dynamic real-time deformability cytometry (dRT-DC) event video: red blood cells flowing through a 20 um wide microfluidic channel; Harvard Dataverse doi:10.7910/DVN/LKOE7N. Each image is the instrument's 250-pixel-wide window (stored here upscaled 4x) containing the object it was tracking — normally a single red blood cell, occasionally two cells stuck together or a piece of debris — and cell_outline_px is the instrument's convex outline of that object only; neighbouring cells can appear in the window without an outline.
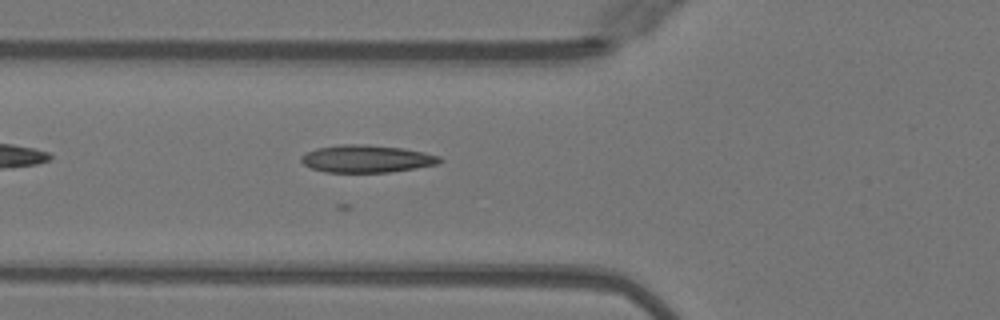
{"species": "Egyptian fruit bat (a non-hibernating species)", "species_latin": "Rousettus aegyptiacus", "temperature_condition": "warm", "stored_images_in_passage": 16, "camera_frame_rate_fps": 3000, "um_per_image_px": 0.085, "animal": {"sex": "female"}, "frame": {"image": 1, "passage_image": 6, "time_ms": 1.667, "image_size_px": [1000, 320], "cell_outline_px": [[444, 160], [436, 164], [416, 168], [388, 172], [324, 172], [312, 168], [304, 164], [300, 160], [300, 156], [316, 148], [340, 144], [368, 144], [404, 148], [424, 152], [440, 156]], "centroid_in_image_um": [31.17, 13.48], "position_along_channel_um": 94.6, "area_um2": 22.25}}
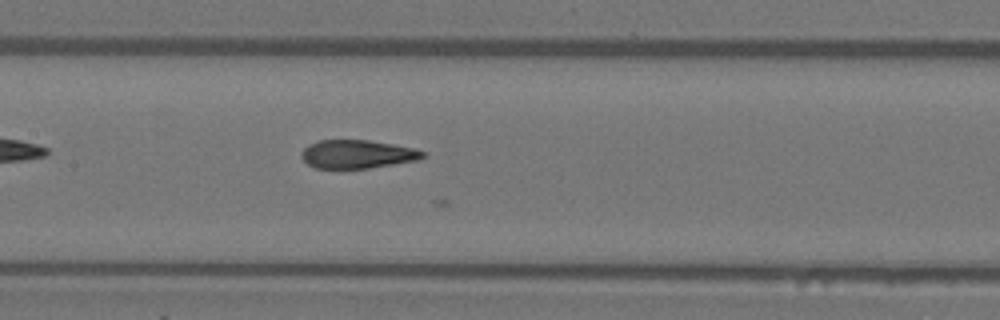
{"frame": {"image": 2, "passage_image": 12, "time_ms": 3.667, "image_size_px": [1000, 320], "cell_outline_px": [[424, 156], [420, 160], [368, 168], [316, 168], [308, 164], [300, 156], [304, 148], [308, 144], [320, 140], [368, 140], [416, 148], [424, 152]], "centroid_in_image_um": [30.38, 13.1], "position_along_channel_um": 177.0, "area_um2": 20.06}}